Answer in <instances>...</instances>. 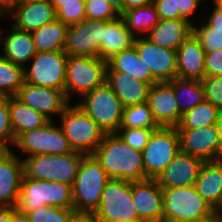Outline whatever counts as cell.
<instances>
[{
    "mask_svg": "<svg viewBox=\"0 0 222 222\" xmlns=\"http://www.w3.org/2000/svg\"><path fill=\"white\" fill-rule=\"evenodd\" d=\"M93 156L110 179L131 182L146 180L142 152L133 149L116 134H105Z\"/></svg>",
    "mask_w": 222,
    "mask_h": 222,
    "instance_id": "6da1fadb",
    "label": "cell"
},
{
    "mask_svg": "<svg viewBox=\"0 0 222 222\" xmlns=\"http://www.w3.org/2000/svg\"><path fill=\"white\" fill-rule=\"evenodd\" d=\"M84 156L85 154L76 151L63 155L26 156L22 159L23 177L72 185Z\"/></svg>",
    "mask_w": 222,
    "mask_h": 222,
    "instance_id": "7a4b0ae2",
    "label": "cell"
},
{
    "mask_svg": "<svg viewBox=\"0 0 222 222\" xmlns=\"http://www.w3.org/2000/svg\"><path fill=\"white\" fill-rule=\"evenodd\" d=\"M109 180L101 163L93 155H85L72 184L74 211L95 212Z\"/></svg>",
    "mask_w": 222,
    "mask_h": 222,
    "instance_id": "3957f363",
    "label": "cell"
},
{
    "mask_svg": "<svg viewBox=\"0 0 222 222\" xmlns=\"http://www.w3.org/2000/svg\"><path fill=\"white\" fill-rule=\"evenodd\" d=\"M45 205L73 208L72 185L23 177L15 208L27 214Z\"/></svg>",
    "mask_w": 222,
    "mask_h": 222,
    "instance_id": "277c9868",
    "label": "cell"
},
{
    "mask_svg": "<svg viewBox=\"0 0 222 222\" xmlns=\"http://www.w3.org/2000/svg\"><path fill=\"white\" fill-rule=\"evenodd\" d=\"M60 127L73 151L93 155L104 132L78 104L68 105L59 115Z\"/></svg>",
    "mask_w": 222,
    "mask_h": 222,
    "instance_id": "5b68a950",
    "label": "cell"
},
{
    "mask_svg": "<svg viewBox=\"0 0 222 222\" xmlns=\"http://www.w3.org/2000/svg\"><path fill=\"white\" fill-rule=\"evenodd\" d=\"M77 104L96 122L104 134H115L120 128L123 106L106 81L85 94Z\"/></svg>",
    "mask_w": 222,
    "mask_h": 222,
    "instance_id": "8992f818",
    "label": "cell"
},
{
    "mask_svg": "<svg viewBox=\"0 0 222 222\" xmlns=\"http://www.w3.org/2000/svg\"><path fill=\"white\" fill-rule=\"evenodd\" d=\"M107 61L100 57L68 56L66 62L65 96L81 98L106 81Z\"/></svg>",
    "mask_w": 222,
    "mask_h": 222,
    "instance_id": "52a82bcc",
    "label": "cell"
},
{
    "mask_svg": "<svg viewBox=\"0 0 222 222\" xmlns=\"http://www.w3.org/2000/svg\"><path fill=\"white\" fill-rule=\"evenodd\" d=\"M162 222H180L211 214L214 209L196 191L195 186L162 189Z\"/></svg>",
    "mask_w": 222,
    "mask_h": 222,
    "instance_id": "ba28073f",
    "label": "cell"
},
{
    "mask_svg": "<svg viewBox=\"0 0 222 222\" xmlns=\"http://www.w3.org/2000/svg\"><path fill=\"white\" fill-rule=\"evenodd\" d=\"M146 179H156L180 152V137L176 127H160L151 134L141 151Z\"/></svg>",
    "mask_w": 222,
    "mask_h": 222,
    "instance_id": "9c48e42d",
    "label": "cell"
},
{
    "mask_svg": "<svg viewBox=\"0 0 222 222\" xmlns=\"http://www.w3.org/2000/svg\"><path fill=\"white\" fill-rule=\"evenodd\" d=\"M94 214L100 222H119L138 218L132 200V182L110 179L102 191Z\"/></svg>",
    "mask_w": 222,
    "mask_h": 222,
    "instance_id": "30bf717a",
    "label": "cell"
},
{
    "mask_svg": "<svg viewBox=\"0 0 222 222\" xmlns=\"http://www.w3.org/2000/svg\"><path fill=\"white\" fill-rule=\"evenodd\" d=\"M28 156L36 154L63 155L73 152L60 126L54 119L45 126L21 133L14 145Z\"/></svg>",
    "mask_w": 222,
    "mask_h": 222,
    "instance_id": "8fae6325",
    "label": "cell"
},
{
    "mask_svg": "<svg viewBox=\"0 0 222 222\" xmlns=\"http://www.w3.org/2000/svg\"><path fill=\"white\" fill-rule=\"evenodd\" d=\"M63 51L37 52L30 60V68H24L25 82L59 89L65 93L66 62Z\"/></svg>",
    "mask_w": 222,
    "mask_h": 222,
    "instance_id": "7c38bea8",
    "label": "cell"
},
{
    "mask_svg": "<svg viewBox=\"0 0 222 222\" xmlns=\"http://www.w3.org/2000/svg\"><path fill=\"white\" fill-rule=\"evenodd\" d=\"M107 22L86 18L78 24L70 25L63 51L68 56L101 58L102 27Z\"/></svg>",
    "mask_w": 222,
    "mask_h": 222,
    "instance_id": "4fadbf2b",
    "label": "cell"
},
{
    "mask_svg": "<svg viewBox=\"0 0 222 222\" xmlns=\"http://www.w3.org/2000/svg\"><path fill=\"white\" fill-rule=\"evenodd\" d=\"M133 45L158 82H170L177 77L176 50L156 45L146 36L135 38Z\"/></svg>",
    "mask_w": 222,
    "mask_h": 222,
    "instance_id": "5bb4252c",
    "label": "cell"
},
{
    "mask_svg": "<svg viewBox=\"0 0 222 222\" xmlns=\"http://www.w3.org/2000/svg\"><path fill=\"white\" fill-rule=\"evenodd\" d=\"M180 151L205 161L220 160V143L215 124L198 129H177Z\"/></svg>",
    "mask_w": 222,
    "mask_h": 222,
    "instance_id": "9a60e30c",
    "label": "cell"
},
{
    "mask_svg": "<svg viewBox=\"0 0 222 222\" xmlns=\"http://www.w3.org/2000/svg\"><path fill=\"white\" fill-rule=\"evenodd\" d=\"M15 97L50 120H52L50 115H60L71 104L63 91L25 81Z\"/></svg>",
    "mask_w": 222,
    "mask_h": 222,
    "instance_id": "2e32d148",
    "label": "cell"
},
{
    "mask_svg": "<svg viewBox=\"0 0 222 222\" xmlns=\"http://www.w3.org/2000/svg\"><path fill=\"white\" fill-rule=\"evenodd\" d=\"M147 104L160 127H177L182 118L175 97L174 87L169 82H157L150 87Z\"/></svg>",
    "mask_w": 222,
    "mask_h": 222,
    "instance_id": "e0dca14e",
    "label": "cell"
},
{
    "mask_svg": "<svg viewBox=\"0 0 222 222\" xmlns=\"http://www.w3.org/2000/svg\"><path fill=\"white\" fill-rule=\"evenodd\" d=\"M10 150H0V207H15L24 176L21 157Z\"/></svg>",
    "mask_w": 222,
    "mask_h": 222,
    "instance_id": "ac0fdd59",
    "label": "cell"
},
{
    "mask_svg": "<svg viewBox=\"0 0 222 222\" xmlns=\"http://www.w3.org/2000/svg\"><path fill=\"white\" fill-rule=\"evenodd\" d=\"M204 161L180 151L155 179L161 189L193 186Z\"/></svg>",
    "mask_w": 222,
    "mask_h": 222,
    "instance_id": "d6986e66",
    "label": "cell"
},
{
    "mask_svg": "<svg viewBox=\"0 0 222 222\" xmlns=\"http://www.w3.org/2000/svg\"><path fill=\"white\" fill-rule=\"evenodd\" d=\"M8 15L14 19L13 27L27 32L37 30L57 19L50 1L21 0Z\"/></svg>",
    "mask_w": 222,
    "mask_h": 222,
    "instance_id": "ffe728a7",
    "label": "cell"
},
{
    "mask_svg": "<svg viewBox=\"0 0 222 222\" xmlns=\"http://www.w3.org/2000/svg\"><path fill=\"white\" fill-rule=\"evenodd\" d=\"M132 200L138 218L150 222H162V189L155 179L132 182Z\"/></svg>",
    "mask_w": 222,
    "mask_h": 222,
    "instance_id": "44dd1931",
    "label": "cell"
},
{
    "mask_svg": "<svg viewBox=\"0 0 222 222\" xmlns=\"http://www.w3.org/2000/svg\"><path fill=\"white\" fill-rule=\"evenodd\" d=\"M177 77L202 81L205 76V55L198 39L193 33L178 47Z\"/></svg>",
    "mask_w": 222,
    "mask_h": 222,
    "instance_id": "7402d4cb",
    "label": "cell"
},
{
    "mask_svg": "<svg viewBox=\"0 0 222 222\" xmlns=\"http://www.w3.org/2000/svg\"><path fill=\"white\" fill-rule=\"evenodd\" d=\"M194 186L214 210L222 211V160L205 161Z\"/></svg>",
    "mask_w": 222,
    "mask_h": 222,
    "instance_id": "603a6c76",
    "label": "cell"
},
{
    "mask_svg": "<svg viewBox=\"0 0 222 222\" xmlns=\"http://www.w3.org/2000/svg\"><path fill=\"white\" fill-rule=\"evenodd\" d=\"M106 82L123 107L147 102L151 85L132 78L128 73L106 71Z\"/></svg>",
    "mask_w": 222,
    "mask_h": 222,
    "instance_id": "cb8c5ba5",
    "label": "cell"
},
{
    "mask_svg": "<svg viewBox=\"0 0 222 222\" xmlns=\"http://www.w3.org/2000/svg\"><path fill=\"white\" fill-rule=\"evenodd\" d=\"M192 23L184 18L166 19L154 26L147 38L161 47L177 50L191 35Z\"/></svg>",
    "mask_w": 222,
    "mask_h": 222,
    "instance_id": "d4e9b609",
    "label": "cell"
},
{
    "mask_svg": "<svg viewBox=\"0 0 222 222\" xmlns=\"http://www.w3.org/2000/svg\"><path fill=\"white\" fill-rule=\"evenodd\" d=\"M9 30L10 32L3 37L0 30V40H3L4 46V53L0 54L10 62L26 68L25 63L30 62L37 54L31 32L18 30L12 25Z\"/></svg>",
    "mask_w": 222,
    "mask_h": 222,
    "instance_id": "484cf974",
    "label": "cell"
},
{
    "mask_svg": "<svg viewBox=\"0 0 222 222\" xmlns=\"http://www.w3.org/2000/svg\"><path fill=\"white\" fill-rule=\"evenodd\" d=\"M134 39L122 16L108 21L102 27L101 59L107 61L115 54L129 49Z\"/></svg>",
    "mask_w": 222,
    "mask_h": 222,
    "instance_id": "4316f807",
    "label": "cell"
},
{
    "mask_svg": "<svg viewBox=\"0 0 222 222\" xmlns=\"http://www.w3.org/2000/svg\"><path fill=\"white\" fill-rule=\"evenodd\" d=\"M106 71L128 73L132 78L148 83L151 86L158 82L152 76L149 67H147L144 61L138 56L134 45L108 59Z\"/></svg>",
    "mask_w": 222,
    "mask_h": 222,
    "instance_id": "83f0119b",
    "label": "cell"
},
{
    "mask_svg": "<svg viewBox=\"0 0 222 222\" xmlns=\"http://www.w3.org/2000/svg\"><path fill=\"white\" fill-rule=\"evenodd\" d=\"M10 123L16 139L21 133L45 126L50 119L25 105L15 96L8 97Z\"/></svg>",
    "mask_w": 222,
    "mask_h": 222,
    "instance_id": "f1b7e54d",
    "label": "cell"
},
{
    "mask_svg": "<svg viewBox=\"0 0 222 222\" xmlns=\"http://www.w3.org/2000/svg\"><path fill=\"white\" fill-rule=\"evenodd\" d=\"M207 19L199 28L192 24V33L206 53L222 49V9L214 6Z\"/></svg>",
    "mask_w": 222,
    "mask_h": 222,
    "instance_id": "f546056e",
    "label": "cell"
},
{
    "mask_svg": "<svg viewBox=\"0 0 222 222\" xmlns=\"http://www.w3.org/2000/svg\"><path fill=\"white\" fill-rule=\"evenodd\" d=\"M68 25L59 20L31 32L37 52L61 51L64 49Z\"/></svg>",
    "mask_w": 222,
    "mask_h": 222,
    "instance_id": "4dcf8cb0",
    "label": "cell"
},
{
    "mask_svg": "<svg viewBox=\"0 0 222 222\" xmlns=\"http://www.w3.org/2000/svg\"><path fill=\"white\" fill-rule=\"evenodd\" d=\"M169 83L174 87L175 97L181 114L191 110L205 100L201 81L176 77Z\"/></svg>",
    "mask_w": 222,
    "mask_h": 222,
    "instance_id": "1f68e13d",
    "label": "cell"
},
{
    "mask_svg": "<svg viewBox=\"0 0 222 222\" xmlns=\"http://www.w3.org/2000/svg\"><path fill=\"white\" fill-rule=\"evenodd\" d=\"M131 34L137 38L140 34L147 35L160 22L154 4L127 10L122 15ZM138 32V33H137Z\"/></svg>",
    "mask_w": 222,
    "mask_h": 222,
    "instance_id": "d6a6232c",
    "label": "cell"
},
{
    "mask_svg": "<svg viewBox=\"0 0 222 222\" xmlns=\"http://www.w3.org/2000/svg\"><path fill=\"white\" fill-rule=\"evenodd\" d=\"M24 81V68L0 55V97L16 96Z\"/></svg>",
    "mask_w": 222,
    "mask_h": 222,
    "instance_id": "836d02e7",
    "label": "cell"
},
{
    "mask_svg": "<svg viewBox=\"0 0 222 222\" xmlns=\"http://www.w3.org/2000/svg\"><path fill=\"white\" fill-rule=\"evenodd\" d=\"M218 108L206 100L182 114L176 129H198L215 124Z\"/></svg>",
    "mask_w": 222,
    "mask_h": 222,
    "instance_id": "e575fe53",
    "label": "cell"
},
{
    "mask_svg": "<svg viewBox=\"0 0 222 222\" xmlns=\"http://www.w3.org/2000/svg\"><path fill=\"white\" fill-rule=\"evenodd\" d=\"M120 128H150L159 129L152 111L147 102L123 107L122 122Z\"/></svg>",
    "mask_w": 222,
    "mask_h": 222,
    "instance_id": "d590c367",
    "label": "cell"
},
{
    "mask_svg": "<svg viewBox=\"0 0 222 222\" xmlns=\"http://www.w3.org/2000/svg\"><path fill=\"white\" fill-rule=\"evenodd\" d=\"M73 212V208L45 205L27 215L30 222H70Z\"/></svg>",
    "mask_w": 222,
    "mask_h": 222,
    "instance_id": "8d00e7d4",
    "label": "cell"
},
{
    "mask_svg": "<svg viewBox=\"0 0 222 222\" xmlns=\"http://www.w3.org/2000/svg\"><path fill=\"white\" fill-rule=\"evenodd\" d=\"M56 18L68 26L82 22L86 19L85 0L60 3V8L56 11Z\"/></svg>",
    "mask_w": 222,
    "mask_h": 222,
    "instance_id": "74e56055",
    "label": "cell"
},
{
    "mask_svg": "<svg viewBox=\"0 0 222 222\" xmlns=\"http://www.w3.org/2000/svg\"><path fill=\"white\" fill-rule=\"evenodd\" d=\"M154 130L156 129L119 128L115 134L119 137V139L131 146L133 149L142 151L148 144L149 138Z\"/></svg>",
    "mask_w": 222,
    "mask_h": 222,
    "instance_id": "f35d334b",
    "label": "cell"
},
{
    "mask_svg": "<svg viewBox=\"0 0 222 222\" xmlns=\"http://www.w3.org/2000/svg\"><path fill=\"white\" fill-rule=\"evenodd\" d=\"M85 15L90 20L111 21L120 15L106 0H85Z\"/></svg>",
    "mask_w": 222,
    "mask_h": 222,
    "instance_id": "ab89813d",
    "label": "cell"
},
{
    "mask_svg": "<svg viewBox=\"0 0 222 222\" xmlns=\"http://www.w3.org/2000/svg\"><path fill=\"white\" fill-rule=\"evenodd\" d=\"M15 143L10 123L8 97H0V150H10L8 145Z\"/></svg>",
    "mask_w": 222,
    "mask_h": 222,
    "instance_id": "60d3db41",
    "label": "cell"
},
{
    "mask_svg": "<svg viewBox=\"0 0 222 222\" xmlns=\"http://www.w3.org/2000/svg\"><path fill=\"white\" fill-rule=\"evenodd\" d=\"M205 100L218 109L222 108V75L220 76H204L201 81Z\"/></svg>",
    "mask_w": 222,
    "mask_h": 222,
    "instance_id": "b9f144b4",
    "label": "cell"
},
{
    "mask_svg": "<svg viewBox=\"0 0 222 222\" xmlns=\"http://www.w3.org/2000/svg\"><path fill=\"white\" fill-rule=\"evenodd\" d=\"M160 20L183 18L178 11V0H153Z\"/></svg>",
    "mask_w": 222,
    "mask_h": 222,
    "instance_id": "7bdbcfd3",
    "label": "cell"
},
{
    "mask_svg": "<svg viewBox=\"0 0 222 222\" xmlns=\"http://www.w3.org/2000/svg\"><path fill=\"white\" fill-rule=\"evenodd\" d=\"M222 75V49L205 55V76Z\"/></svg>",
    "mask_w": 222,
    "mask_h": 222,
    "instance_id": "ee69618b",
    "label": "cell"
},
{
    "mask_svg": "<svg viewBox=\"0 0 222 222\" xmlns=\"http://www.w3.org/2000/svg\"><path fill=\"white\" fill-rule=\"evenodd\" d=\"M206 0H178V11L180 15L191 22V16L198 10L201 2Z\"/></svg>",
    "mask_w": 222,
    "mask_h": 222,
    "instance_id": "f6af8a7d",
    "label": "cell"
},
{
    "mask_svg": "<svg viewBox=\"0 0 222 222\" xmlns=\"http://www.w3.org/2000/svg\"><path fill=\"white\" fill-rule=\"evenodd\" d=\"M70 222H100L94 212H73Z\"/></svg>",
    "mask_w": 222,
    "mask_h": 222,
    "instance_id": "bcb514c9",
    "label": "cell"
},
{
    "mask_svg": "<svg viewBox=\"0 0 222 222\" xmlns=\"http://www.w3.org/2000/svg\"><path fill=\"white\" fill-rule=\"evenodd\" d=\"M180 222H222V211L214 210L211 214L191 220H184Z\"/></svg>",
    "mask_w": 222,
    "mask_h": 222,
    "instance_id": "7dc6e473",
    "label": "cell"
},
{
    "mask_svg": "<svg viewBox=\"0 0 222 222\" xmlns=\"http://www.w3.org/2000/svg\"><path fill=\"white\" fill-rule=\"evenodd\" d=\"M123 13L127 10L143 7L153 3V0H122Z\"/></svg>",
    "mask_w": 222,
    "mask_h": 222,
    "instance_id": "c3c4849f",
    "label": "cell"
},
{
    "mask_svg": "<svg viewBox=\"0 0 222 222\" xmlns=\"http://www.w3.org/2000/svg\"><path fill=\"white\" fill-rule=\"evenodd\" d=\"M21 0H0V14L7 16V14L20 2Z\"/></svg>",
    "mask_w": 222,
    "mask_h": 222,
    "instance_id": "681fc988",
    "label": "cell"
},
{
    "mask_svg": "<svg viewBox=\"0 0 222 222\" xmlns=\"http://www.w3.org/2000/svg\"><path fill=\"white\" fill-rule=\"evenodd\" d=\"M11 222H30V220L26 213L11 207Z\"/></svg>",
    "mask_w": 222,
    "mask_h": 222,
    "instance_id": "f907efd6",
    "label": "cell"
},
{
    "mask_svg": "<svg viewBox=\"0 0 222 222\" xmlns=\"http://www.w3.org/2000/svg\"><path fill=\"white\" fill-rule=\"evenodd\" d=\"M215 125L219 136L220 160H222V108L218 109Z\"/></svg>",
    "mask_w": 222,
    "mask_h": 222,
    "instance_id": "816d5d0a",
    "label": "cell"
},
{
    "mask_svg": "<svg viewBox=\"0 0 222 222\" xmlns=\"http://www.w3.org/2000/svg\"><path fill=\"white\" fill-rule=\"evenodd\" d=\"M0 222H11V207H0Z\"/></svg>",
    "mask_w": 222,
    "mask_h": 222,
    "instance_id": "f5cc1de1",
    "label": "cell"
},
{
    "mask_svg": "<svg viewBox=\"0 0 222 222\" xmlns=\"http://www.w3.org/2000/svg\"><path fill=\"white\" fill-rule=\"evenodd\" d=\"M114 10L121 16L123 14V2L122 0H106Z\"/></svg>",
    "mask_w": 222,
    "mask_h": 222,
    "instance_id": "db71d44e",
    "label": "cell"
},
{
    "mask_svg": "<svg viewBox=\"0 0 222 222\" xmlns=\"http://www.w3.org/2000/svg\"><path fill=\"white\" fill-rule=\"evenodd\" d=\"M50 2L57 11L60 8V3L78 2V0H51Z\"/></svg>",
    "mask_w": 222,
    "mask_h": 222,
    "instance_id": "11a10c76",
    "label": "cell"
},
{
    "mask_svg": "<svg viewBox=\"0 0 222 222\" xmlns=\"http://www.w3.org/2000/svg\"><path fill=\"white\" fill-rule=\"evenodd\" d=\"M119 222H150L148 220H145V219H142V218H136V219H133V220H126V221H119Z\"/></svg>",
    "mask_w": 222,
    "mask_h": 222,
    "instance_id": "9f6ffc18",
    "label": "cell"
},
{
    "mask_svg": "<svg viewBox=\"0 0 222 222\" xmlns=\"http://www.w3.org/2000/svg\"><path fill=\"white\" fill-rule=\"evenodd\" d=\"M214 5L222 9V0H212Z\"/></svg>",
    "mask_w": 222,
    "mask_h": 222,
    "instance_id": "6f0895ef",
    "label": "cell"
},
{
    "mask_svg": "<svg viewBox=\"0 0 222 222\" xmlns=\"http://www.w3.org/2000/svg\"><path fill=\"white\" fill-rule=\"evenodd\" d=\"M32 1H51V0H32Z\"/></svg>",
    "mask_w": 222,
    "mask_h": 222,
    "instance_id": "680465c9",
    "label": "cell"
}]
</instances>
